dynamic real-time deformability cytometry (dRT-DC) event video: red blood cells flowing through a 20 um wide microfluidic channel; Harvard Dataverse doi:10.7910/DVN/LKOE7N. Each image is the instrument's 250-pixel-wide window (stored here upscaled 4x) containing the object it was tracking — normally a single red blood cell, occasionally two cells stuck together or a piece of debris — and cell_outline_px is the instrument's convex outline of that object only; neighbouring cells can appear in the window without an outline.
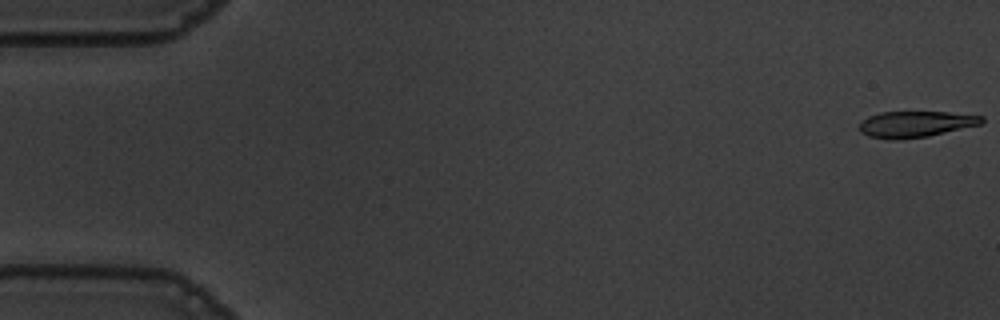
{"species": "common noctule bat (a hibernating species)", "species_latin": "Nyctalus noctula", "temperature_condition": "warm", "stored_images_in_passage": 56, "camera_frame_rate_fps": 3000, "um_per_image_px": 0.085, "animal": {"sex": "male", "body_mass_g": 19.5, "forearm_length_mm": 54.6}, "frame": {"image": 1, "passage_image": 1, "time_ms": 0.0, "image_size_px": [1000, 320], "cell_outline_px": [[984, 120], [980, 124], [928, 136], [896, 140], [892, 140], [868, 136], [860, 132], [860, 120], [868, 116], [880, 112], [948, 112], [984, 116]], "centroid_in_image_um": [77.78, 10.55], "position_along_channel_um": 7.2, "area_um2": 18.61}}
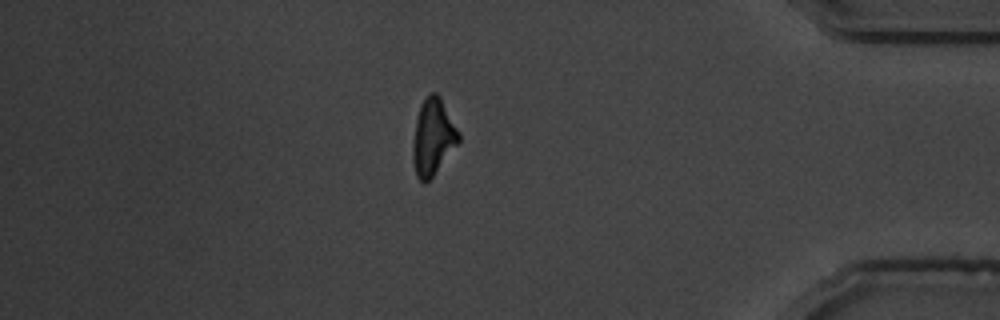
{"frame": {"image": 2, "passage_image": 48, "time_ms": 15.667, "image_size_px": [1000, 320], "cell_outline_px": [[460, 140], [432, 176], [424, 184], [416, 176], [412, 160], [412, 148], [416, 120], [420, 104], [428, 92], [436, 92], [440, 96], [460, 132]], "centroid_in_image_um": [36.79, 11.61], "position_along_channel_um": 398.4, "area_um2": 20.35}}
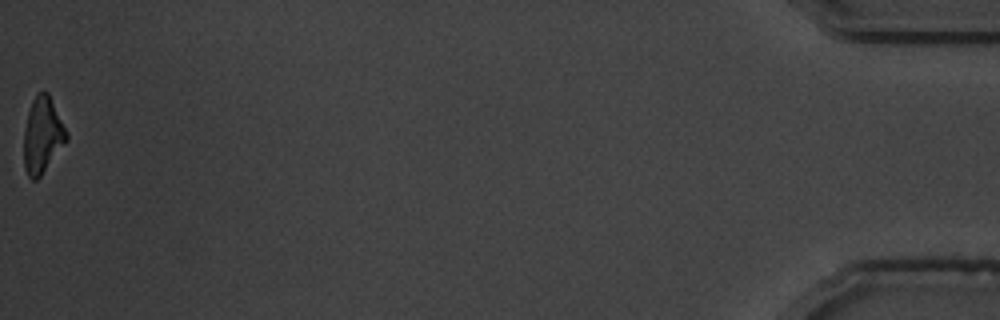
{"frame": {"image": 3, "passage_image": 56, "time_ms": 18.333, "image_size_px": [1000, 320], "cell_outline_px": [[68, 140], [40, 176], [36, 180], [32, 180], [28, 176], [24, 168], [24, 128], [28, 112], [32, 100], [44, 88], [48, 92], [68, 132]], "centroid_in_image_um": [3.62, 11.48], "position_along_channel_um": 431.6, "area_um2": 18.96}, "authors_computed_cell_mechanics": {"area_um2": 20.1144, "velocity_mm_per_s": 3.6447, "shape_relaxation_time_tau1_ms": 4.6281, "shape_relaxation_time_tau2_ms": 2.0637, "deformation_change_tau1": 0.159, "deformation_change_tau2": 0.1132}}